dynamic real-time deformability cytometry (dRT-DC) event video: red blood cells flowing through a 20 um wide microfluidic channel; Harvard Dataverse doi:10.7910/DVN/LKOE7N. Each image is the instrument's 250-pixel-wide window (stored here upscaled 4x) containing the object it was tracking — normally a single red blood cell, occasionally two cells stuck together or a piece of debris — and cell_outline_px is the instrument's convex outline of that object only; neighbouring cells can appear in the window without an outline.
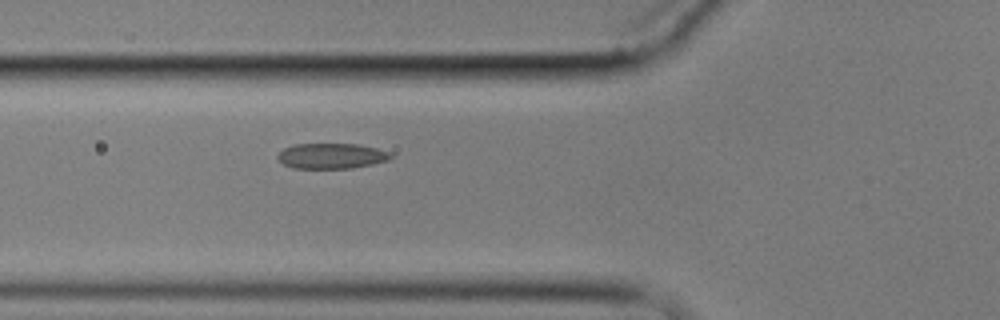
{"species": "common noctule bat (a hibernating species)", "species_latin": "Nyctalus noctula", "temperature_condition": "cold", "stored_images_in_passage": 6, "camera_frame_rate_fps": 3000, "um_per_image_px": 0.085, "animal": {"sex": "male", "body_mass_g": 17.9}, "frame": {"image": 1, "passage_image": 6, "time_ms": 6.667, "image_size_px": [1000, 320], "cell_outline_px": [[392, 156], [388, 160], [372, 164], [352, 168], [292, 168], [284, 164], [276, 156], [284, 148], [292, 144], [360, 144], [376, 148], [388, 152]], "centroid_in_image_um": [28.15, 13.25], "position_along_channel_um": 97.6, "area_um2": 16.65}}